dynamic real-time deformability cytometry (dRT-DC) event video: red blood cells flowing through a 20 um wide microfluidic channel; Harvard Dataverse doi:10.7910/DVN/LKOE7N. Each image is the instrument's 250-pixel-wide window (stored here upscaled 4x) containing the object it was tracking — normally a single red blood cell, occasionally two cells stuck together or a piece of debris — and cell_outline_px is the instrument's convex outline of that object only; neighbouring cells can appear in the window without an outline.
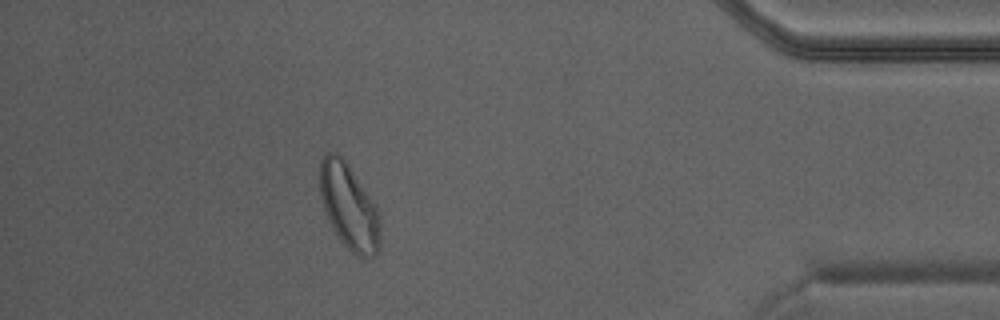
{"species": "Egyptian fruit bat (a non-hibernating species)", "species_latin": "Rousettus aegyptiacus", "temperature_condition": "warm", "stored_images_in_passage": 31, "camera_frame_rate_fps": 3000, "um_per_image_px": 0.085, "animal": {"sex": "male"}, "frame": {"image": 1, "passage_image": 27, "time_ms": 8.667, "image_size_px": [1000, 320], "cell_outline_px": [[380, 248], [376, 256], [368, 260], [364, 260], [356, 256], [340, 240], [328, 220], [320, 196], [320, 160], [328, 152], [336, 152], [344, 160], [364, 188], [372, 200], [376, 208], [380, 220]], "centroid_in_image_um": [29.68, 17.64], "position_along_channel_um": 405.5, "area_um2": 30.0}}